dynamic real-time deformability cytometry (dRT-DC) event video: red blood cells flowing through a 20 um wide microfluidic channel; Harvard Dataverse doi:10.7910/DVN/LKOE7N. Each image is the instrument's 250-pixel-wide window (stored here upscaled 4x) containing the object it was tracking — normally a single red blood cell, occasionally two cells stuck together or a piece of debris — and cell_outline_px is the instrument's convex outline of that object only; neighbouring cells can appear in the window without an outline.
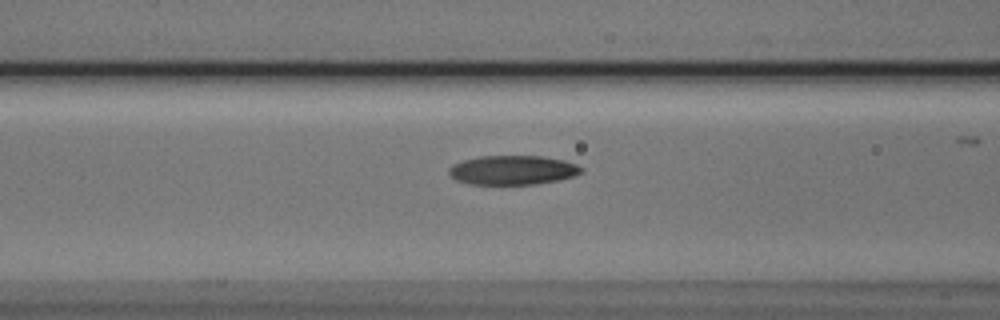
{"species": "Egyptian fruit bat (a non-hibernating species)", "species_latin": "Rousettus aegyptiacus", "temperature_condition": "cold", "stored_images_in_passage": 39, "camera_frame_rate_fps": 3000, "um_per_image_px": 0.085, "animal": {"sex": "male"}, "frame": {"image": 1, "passage_image": 17, "time_ms": 5.333, "image_size_px": [1000, 320], "cell_outline_px": [[584, 168], [580, 172], [572, 176], [560, 180], [536, 184], [472, 184], [456, 180], [448, 172], [448, 168], [452, 164], [464, 160], [480, 156], [544, 156], [564, 160], [576, 164]], "centroid_in_image_um": [43.58, 14.45], "position_along_channel_um": 123.0, "area_um2": 22.54}}
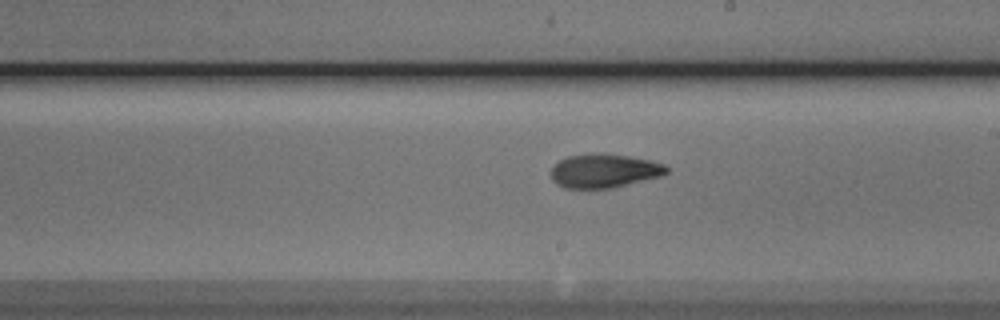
{"frame": {"image": 2, "passage_image": 26, "time_ms": 8.333, "image_size_px": [1000, 320], "cell_outline_px": [[668, 172], [660, 176], [612, 188], [564, 188], [556, 184], [552, 180], [552, 168], [560, 160], [568, 156], [588, 152], [604, 152], [652, 160], [664, 164], [668, 168]], "centroid_in_image_um": [51.35, 14.5], "position_along_channel_um": 237.7, "area_um2": 23.0}}
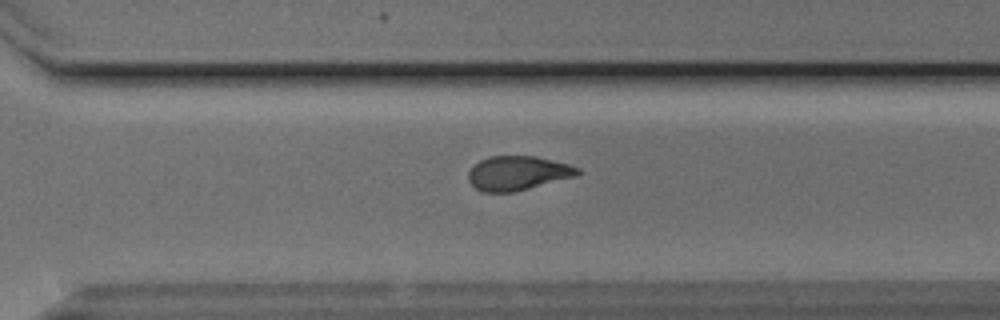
{"frame": {"image": 3, "passage_image": 33, "time_ms": 10.667, "image_size_px": [1000, 320], "cell_outline_px": [[580, 172], [576, 176], [512, 192], [484, 192], [476, 188], [468, 180], [468, 172], [480, 160], [488, 156], [536, 156], [568, 164], [580, 168]], "centroid_in_image_um": [44.0, 14.7], "position_along_channel_um": 326.6, "area_um2": 21.56}}